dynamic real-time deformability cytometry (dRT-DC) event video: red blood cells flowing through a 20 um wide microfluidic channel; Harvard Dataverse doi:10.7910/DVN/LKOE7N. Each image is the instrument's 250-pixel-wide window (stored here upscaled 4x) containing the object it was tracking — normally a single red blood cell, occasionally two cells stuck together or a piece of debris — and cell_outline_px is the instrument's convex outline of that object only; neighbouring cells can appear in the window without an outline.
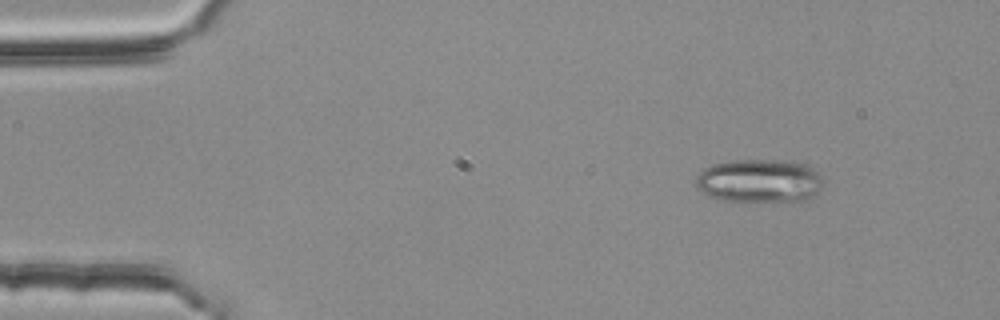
{"species": "common noctule bat (a hibernating species)", "species_latin": "Nyctalus noctula", "temperature_condition": "room temperature", "stored_images_in_passage": 4, "camera_frame_rate_fps": 3000, "um_per_image_px": 0.085, "animal": {"sex": "female", "body_mass_g": 25.1}, "frame": {"image": 1, "passage_image": 1, "time_ms": 0.0, "image_size_px": [1000, 320], "cell_outline_px": [[824, 180], [820, 188], [812, 196], [800, 200], [716, 200], [704, 192], [696, 184], [696, 176], [704, 168], [712, 164], [732, 160], [776, 160], [808, 164], [820, 172], [824, 176]], "centroid_in_image_um": [64.57, 15.34], "position_along_channel_um": 20.4, "area_um2": 31.96}}